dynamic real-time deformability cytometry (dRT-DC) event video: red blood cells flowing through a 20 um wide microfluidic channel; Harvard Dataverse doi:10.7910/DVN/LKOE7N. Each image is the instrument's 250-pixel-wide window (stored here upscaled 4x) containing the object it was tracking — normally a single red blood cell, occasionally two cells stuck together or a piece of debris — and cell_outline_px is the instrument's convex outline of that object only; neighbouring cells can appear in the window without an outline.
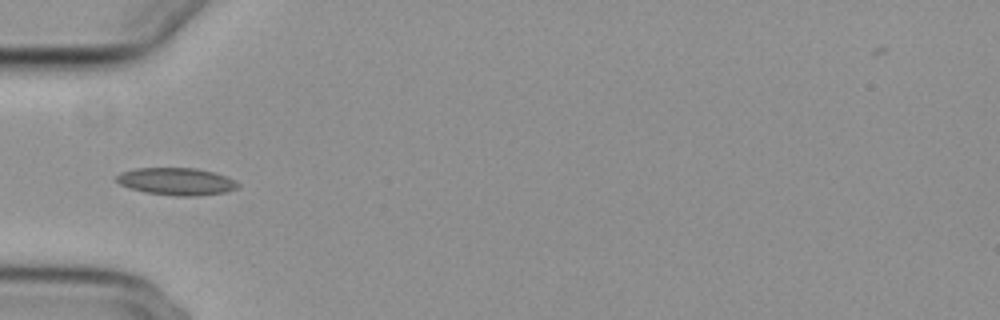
{"species": "common noctule bat (a hibernating species)", "species_latin": "Nyctalus noctula", "temperature_condition": "cold", "stored_images_in_passage": 38, "camera_frame_rate_fps": 3000, "um_per_image_px": 0.085, "animal": {"sex": "female", "body_mass_g": 29.2, "forearm_length_mm": 56.3}, "frame": {"image": 1, "passage_image": 1, "time_ms": 0.0, "image_size_px": [1000, 320], "cell_outline_px": [[240, 184], [236, 188], [224, 192], [200, 196], [176, 196], [144, 192], [128, 188], [112, 180], [120, 172], [136, 168], [196, 168], [216, 172], [236, 180]], "centroid_in_image_um": [14.97, 15.42], "position_along_channel_um": 70.0, "area_um2": 19.65}}
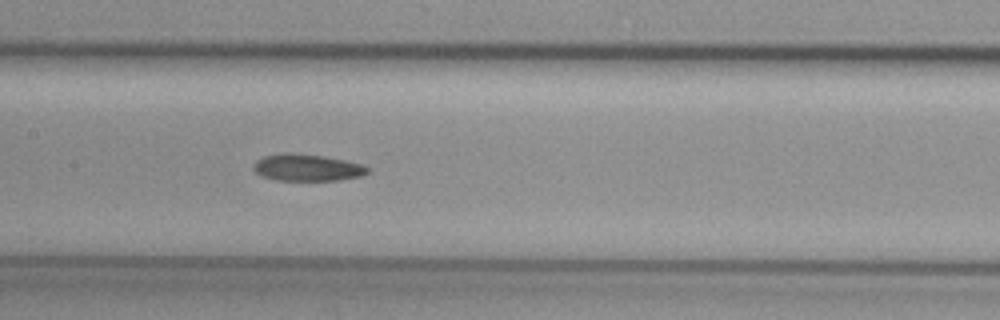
{"frame": {"image": 2, "passage_image": 10, "time_ms": 3.0, "image_size_px": [1000, 320], "cell_outline_px": [[368, 172], [360, 176], [336, 180], [276, 180], [260, 176], [252, 168], [252, 164], [256, 160], [264, 156], [284, 152], [288, 152], [324, 156], [344, 160], [360, 164], [368, 168]], "centroid_in_image_um": [26.02, 14.24], "position_along_channel_um": 181.4, "area_um2": 17.8}}
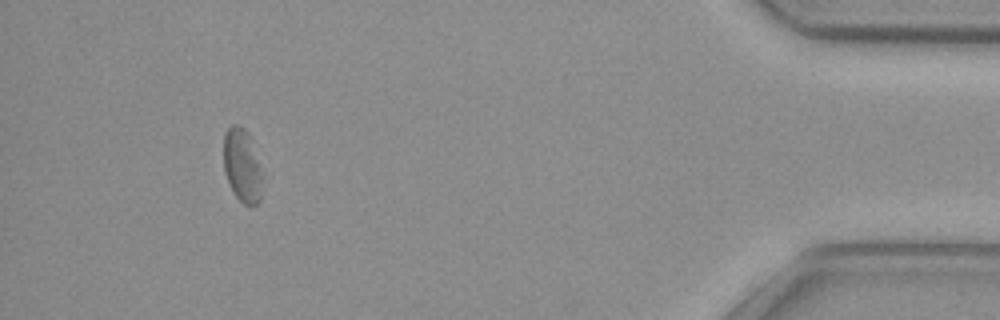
{"frame": {"image": 3, "passage_image": 34, "time_ms": 11.0, "image_size_px": [1000, 320], "cell_outline_px": [[260, 200], [256, 204], [244, 204], [236, 196], [224, 172], [224, 132], [232, 124], [236, 124], [244, 128], [248, 136], [260, 176]], "centroid_in_image_um": [20.51, 14.06], "position_along_channel_um": 414.7, "area_um2": 15.43}}